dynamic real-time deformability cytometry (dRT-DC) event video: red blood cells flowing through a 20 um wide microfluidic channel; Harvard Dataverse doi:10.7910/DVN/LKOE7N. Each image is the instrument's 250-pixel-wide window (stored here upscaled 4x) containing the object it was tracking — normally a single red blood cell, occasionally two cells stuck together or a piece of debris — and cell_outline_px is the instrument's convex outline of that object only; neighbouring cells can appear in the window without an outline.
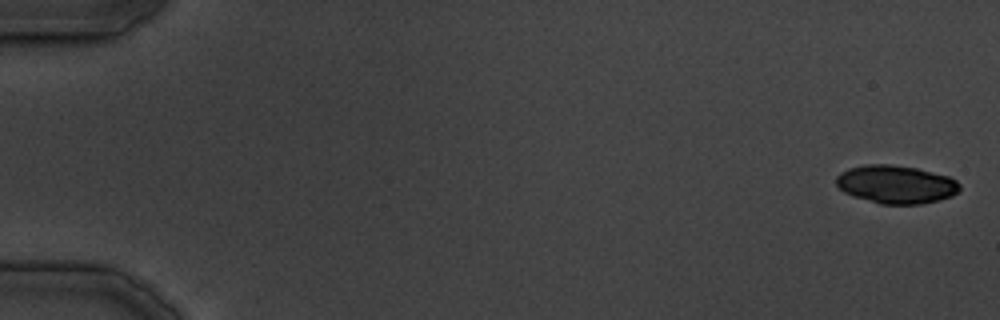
{"species": "common noctule bat (a hibernating species)", "species_latin": "Nyctalus noctula", "temperature_condition": "cold", "stored_images_in_passage": 37, "camera_frame_rate_fps": 3000, "um_per_image_px": 0.085, "animal": {"sex": "male", "body_mass_g": 19.5, "forearm_length_mm": 54.6}, "frame": {"image": 1, "passage_image": 1, "time_ms": 0.0, "image_size_px": [1000, 320], "cell_outline_px": [[960, 188], [952, 196], [940, 200], [920, 204], [880, 204], [852, 196], [844, 192], [836, 184], [836, 176], [840, 172], [848, 168], [864, 164], [888, 164], [916, 168], [948, 176], [956, 180], [960, 184]], "centroid_in_image_um": [76.14, 15.67], "position_along_channel_um": 8.9, "area_um2": 27.57}}
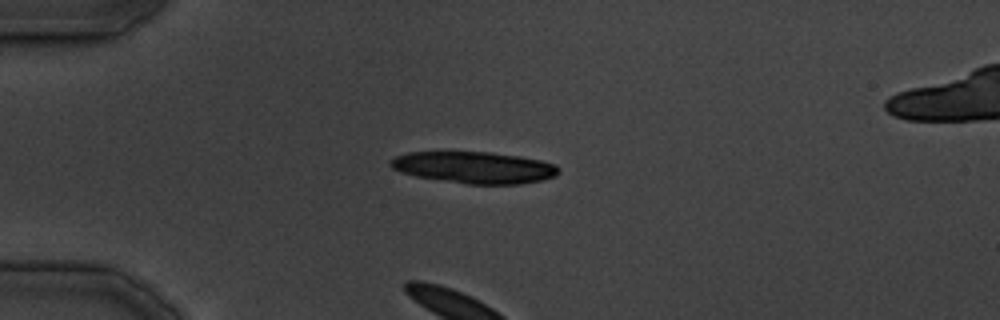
{"frame": {"image": 2, "passage_image": 10, "time_ms": 11.333, "image_size_px": [1000, 320], "cell_outline_px": [[560, 172], [556, 176], [540, 180], [520, 184], [468, 184], [416, 176], [400, 172], [392, 168], [388, 164], [388, 160], [396, 156], [408, 152], [492, 152], [520, 156], [540, 160], [556, 164], [560, 168]], "centroid_in_image_um": [40.31, 14.23], "position_along_channel_um": 44.7, "area_um2": 31.15}}
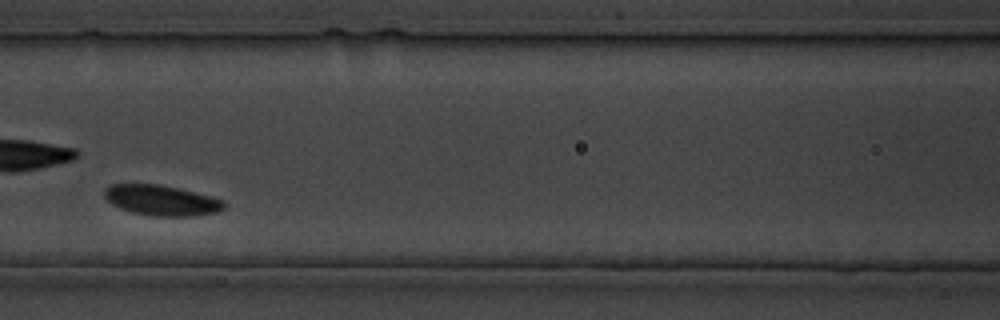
{"frame": {"image": 3, "passage_image": 18, "time_ms": 21.667, "image_size_px": [1000, 320], "cell_outline_px": [[224, 208], [220, 212], [192, 216], [152, 216], [132, 212], [120, 208], [112, 204], [104, 196], [104, 188], [112, 184], [160, 184], [212, 196], [224, 200]], "centroid_in_image_um": [13.74, 17.03], "position_along_channel_um": 152.9, "area_um2": 21.27}}